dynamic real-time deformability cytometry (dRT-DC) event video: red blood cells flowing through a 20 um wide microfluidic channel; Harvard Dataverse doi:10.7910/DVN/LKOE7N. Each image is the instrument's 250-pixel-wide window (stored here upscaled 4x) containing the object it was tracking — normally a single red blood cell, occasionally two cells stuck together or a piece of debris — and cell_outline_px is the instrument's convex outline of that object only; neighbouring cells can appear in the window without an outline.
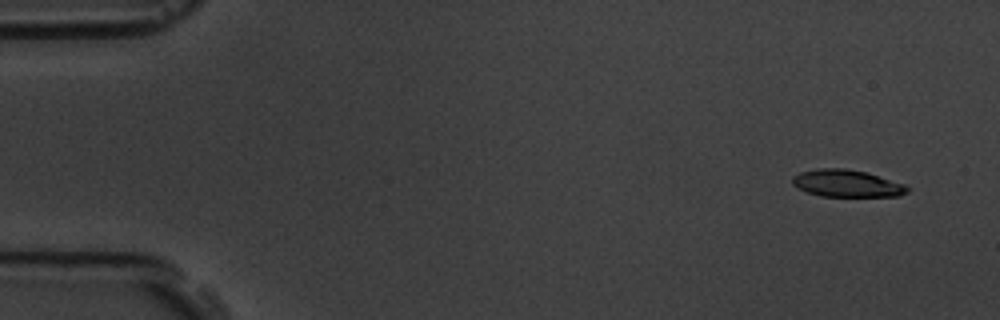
{"species": "common noctule bat (a hibernating species)", "species_latin": "Nyctalus noctula", "temperature_condition": "room temperature", "stored_images_in_passage": 7, "camera_frame_rate_fps": 3000, "um_per_image_px": 0.085, "animal": {"sex": "male", "body_mass_g": 19.5, "forearm_length_mm": 54.6}, "frame": {"image": 1, "passage_image": 2, "time_ms": 1.0, "image_size_px": [1000, 320], "cell_outline_px": [[908, 192], [900, 196], [820, 196], [808, 192], [792, 184], [792, 176], [800, 172], [816, 168], [844, 168], [868, 172], [904, 184], [908, 188]], "centroid_in_image_um": [71.98, 15.58], "position_along_channel_um": 13.0, "area_um2": 18.21}}
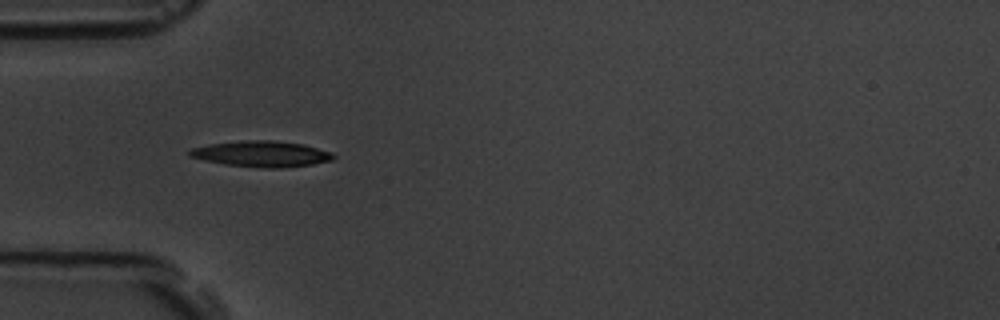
{"frame": {"image": 2, "passage_image": 6, "time_ms": 5.667, "image_size_px": [1000, 320], "cell_outline_px": [[336, 156], [332, 160], [312, 164], [280, 168], [264, 168], [224, 164], [204, 160], [188, 156], [188, 152], [192, 148], [208, 144], [244, 140], [272, 140], [304, 144], [332, 152]], "centroid_in_image_um": [22.23, 13.07], "position_along_channel_um": 62.8, "area_um2": 21.73}}
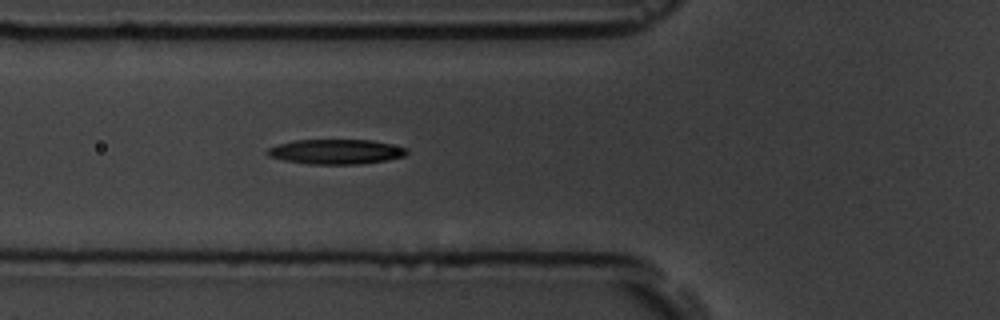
{"frame": {"image": 3, "passage_image": 7, "time_ms": 6.667, "image_size_px": [1000, 320], "cell_outline_px": [[408, 152], [404, 156], [388, 160], [360, 164], [308, 164], [284, 160], [268, 156], [264, 152], [268, 148], [280, 144], [296, 140], [372, 140], [408, 148]], "centroid_in_image_um": [28.56, 12.9], "position_along_channel_um": 97.2, "area_um2": 20.17}}